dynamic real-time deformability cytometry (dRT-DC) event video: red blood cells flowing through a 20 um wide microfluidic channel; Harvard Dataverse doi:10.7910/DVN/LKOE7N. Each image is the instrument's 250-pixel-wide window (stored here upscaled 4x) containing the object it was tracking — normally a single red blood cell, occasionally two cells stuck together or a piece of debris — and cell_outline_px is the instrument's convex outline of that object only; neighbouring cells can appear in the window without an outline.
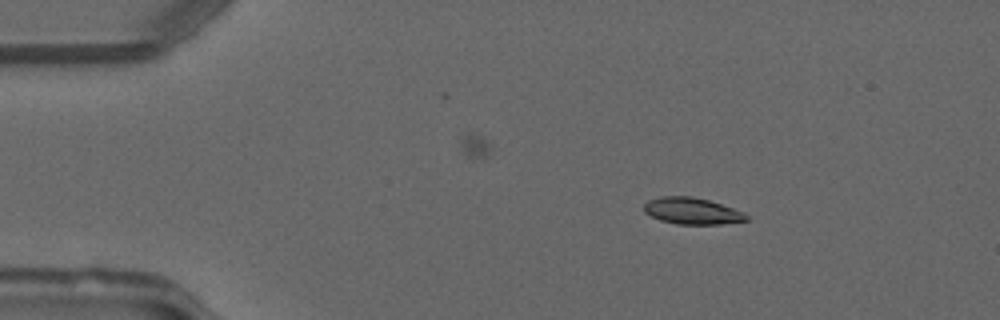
{"species": "common noctule bat (a hibernating species)", "species_latin": "Nyctalus noctula", "temperature_condition": "warm", "stored_images_in_passage": 37, "camera_frame_rate_fps": 3000, "um_per_image_px": 0.085, "animal": {"sex": "male", "forearm_length_mm": 52.5}, "frame": {"image": 1, "passage_image": 2, "time_ms": 0.333, "image_size_px": [1000, 320], "cell_outline_px": [[748, 220], [720, 224], [676, 224], [660, 220], [644, 212], [644, 204], [648, 200], [660, 196], [692, 196], [708, 200], [744, 212], [748, 216]], "centroid_in_image_um": [58.8, 17.93], "position_along_channel_um": 26.2, "area_um2": 15.78}}
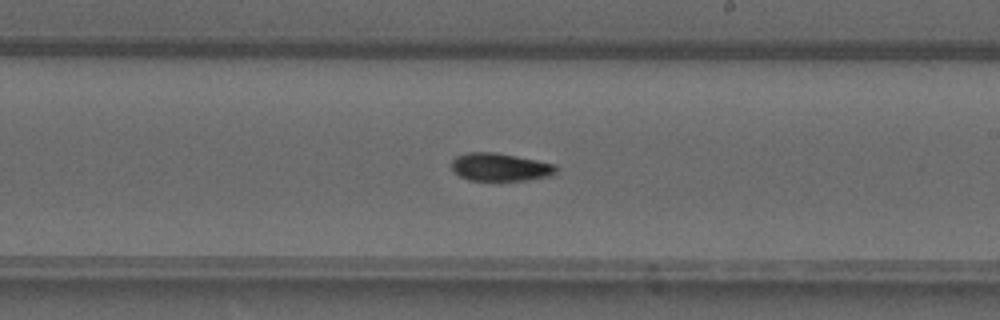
{"frame": {"image": 2, "passage_image": 23, "time_ms": 7.333, "image_size_px": [1000, 320], "cell_outline_px": [[556, 172], [552, 176], [528, 180], [468, 180], [460, 176], [452, 168], [452, 160], [456, 156], [468, 152], [496, 152], [556, 164]], "centroid_in_image_um": [42.53, 14.2], "position_along_channel_um": 246.5, "area_um2": 16.99}}
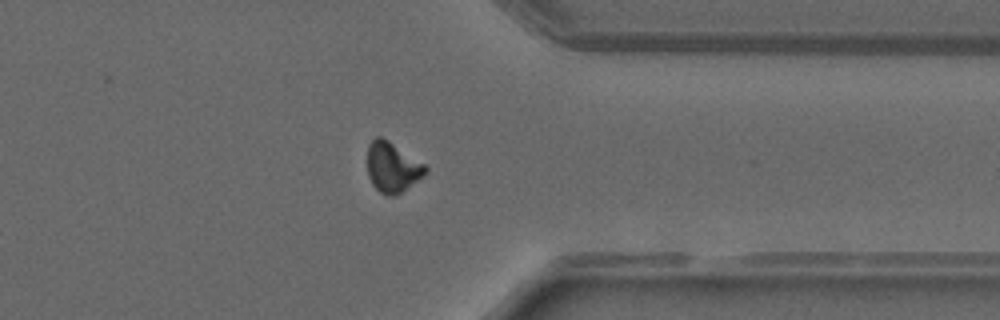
{"frame": {"image": 3, "passage_image": 33, "time_ms": 10.667, "image_size_px": [1000, 320], "cell_outline_px": [[428, 172], [400, 192], [392, 196], [388, 196], [380, 192], [372, 184], [368, 176], [368, 144], [376, 136], [380, 136], [388, 140], [424, 164], [428, 168]], "centroid_in_image_um": [33.33, 14.2], "position_along_channel_um": 378.1, "area_um2": 16.65}, "authors_computed_cell_mechanics": {"area_um2": 16.762, "velocity_mm_per_s": 4.1273, "shape_relaxation_time_tau1_ms": 4.9336, "shape_relaxation_time_tau2_ms": null, "deformation_change_tau1": 0.1524, "deformation_change_tau2": null}}